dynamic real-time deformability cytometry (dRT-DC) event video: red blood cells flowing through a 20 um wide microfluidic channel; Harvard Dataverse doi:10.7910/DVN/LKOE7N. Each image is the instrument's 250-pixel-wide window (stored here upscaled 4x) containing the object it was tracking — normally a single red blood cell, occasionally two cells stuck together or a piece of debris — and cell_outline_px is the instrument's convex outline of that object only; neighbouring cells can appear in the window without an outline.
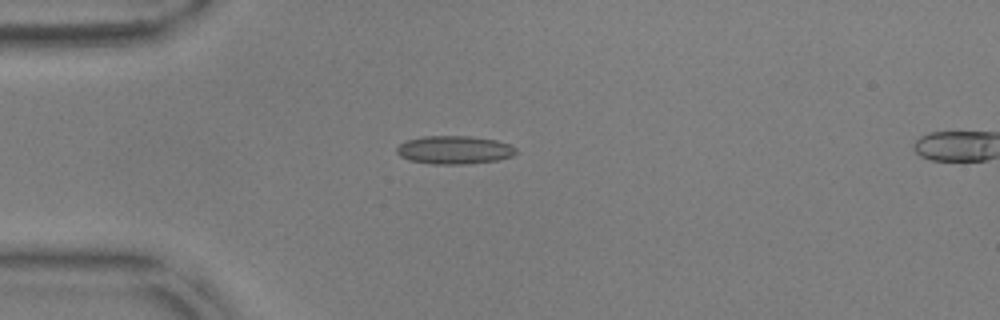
{"species": "common noctule bat (a hibernating species)", "species_latin": "Nyctalus noctula", "temperature_condition": "warm", "stored_images_in_passage": 42, "camera_frame_rate_fps": 3000, "um_per_image_px": 0.085, "animal": {"sex": "male", "body_mass_g": 17.9, "forearm_length_mm": 54.2}, "frame": {"image": 1, "passage_image": 1, "time_ms": 0.0, "image_size_px": [1000, 320], "cell_outline_px": [[516, 152], [512, 156], [496, 160], [464, 164], [432, 164], [408, 160], [400, 156], [396, 152], [396, 148], [404, 140], [424, 136], [468, 136], [496, 140], [508, 144], [516, 148]], "centroid_in_image_um": [38.56, 12.74], "position_along_channel_um": 46.4, "area_um2": 19.59}}
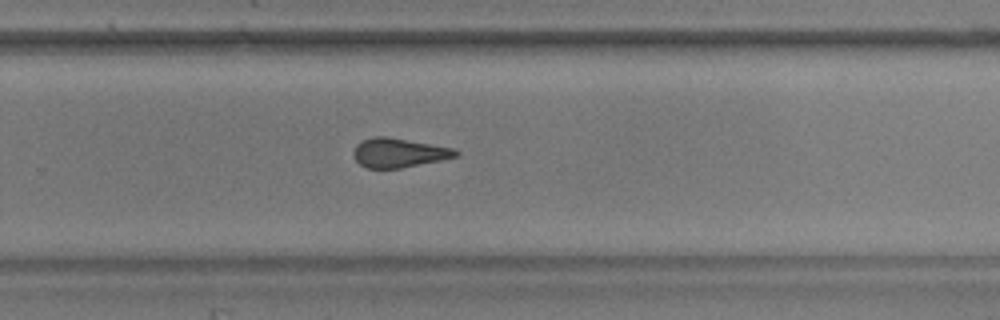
{"frame": {"image": 2, "passage_image": 23, "time_ms": 7.333, "image_size_px": [1000, 320], "cell_outline_px": [[460, 152], [456, 156], [440, 160], [400, 168], [368, 168], [360, 164], [352, 156], [352, 152], [356, 144], [360, 140], [372, 136], [388, 136], [452, 148]], "centroid_in_image_um": [33.82, 12.97], "position_along_channel_um": 296.0, "area_um2": 17.4}}
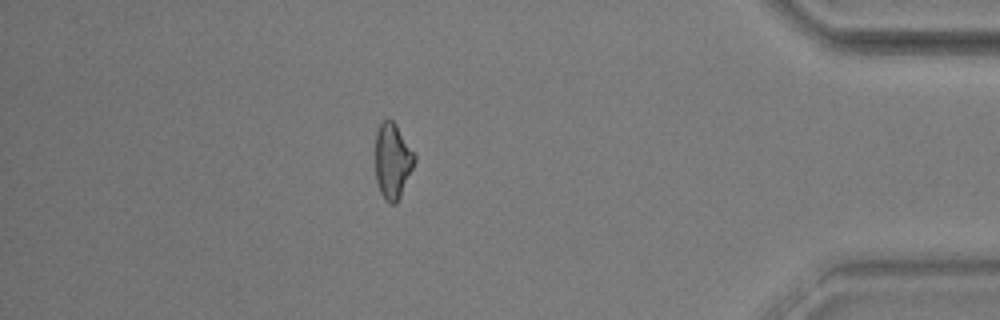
{"frame": {"image": 3, "passage_image": 35, "time_ms": 11.333, "image_size_px": [1000, 320], "cell_outline_px": [[416, 160], [400, 196], [396, 204], [388, 204], [384, 200], [380, 192], [376, 180], [376, 132], [380, 124], [384, 120], [392, 120], [396, 124], [416, 156]], "centroid_in_image_um": [33.36, 13.7], "position_along_channel_um": 401.8, "area_um2": 17.11}, "authors_computed_cell_mechanics": {"area_um2": 18.0625, "velocity_mm_per_s": 3.6215, "shape_relaxation_time_tau1_ms": 4.8215, "shape_relaxation_time_tau2_ms": 1.7255, "deformation_change_tau1": 0.1295, "deformation_change_tau2": 0.1138}}